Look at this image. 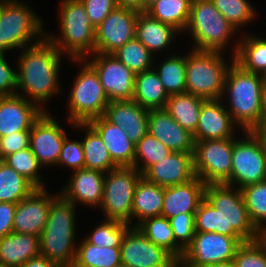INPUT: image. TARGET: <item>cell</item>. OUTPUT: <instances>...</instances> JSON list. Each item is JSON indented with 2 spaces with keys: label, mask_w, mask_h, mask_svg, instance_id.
Returning a JSON list of instances; mask_svg holds the SVG:
<instances>
[{
  "label": "cell",
  "mask_w": 266,
  "mask_h": 267,
  "mask_svg": "<svg viewBox=\"0 0 266 267\" xmlns=\"http://www.w3.org/2000/svg\"><path fill=\"white\" fill-rule=\"evenodd\" d=\"M194 223L195 232L241 237L245 242L259 239V231L249 218L241 190L226 183L206 184Z\"/></svg>",
  "instance_id": "1"
},
{
  "label": "cell",
  "mask_w": 266,
  "mask_h": 267,
  "mask_svg": "<svg viewBox=\"0 0 266 267\" xmlns=\"http://www.w3.org/2000/svg\"><path fill=\"white\" fill-rule=\"evenodd\" d=\"M21 52L17 58L16 94L46 112L42 105L62 89L58 81L63 54L47 37Z\"/></svg>",
  "instance_id": "2"
},
{
  "label": "cell",
  "mask_w": 266,
  "mask_h": 267,
  "mask_svg": "<svg viewBox=\"0 0 266 267\" xmlns=\"http://www.w3.org/2000/svg\"><path fill=\"white\" fill-rule=\"evenodd\" d=\"M263 90L260 74L244 70L235 61L230 65L222 99L229 96L226 109L242 133L262 125Z\"/></svg>",
  "instance_id": "3"
},
{
  "label": "cell",
  "mask_w": 266,
  "mask_h": 267,
  "mask_svg": "<svg viewBox=\"0 0 266 267\" xmlns=\"http://www.w3.org/2000/svg\"><path fill=\"white\" fill-rule=\"evenodd\" d=\"M76 205L60 193L52 201L39 237L40 254L61 267L73 266L76 256Z\"/></svg>",
  "instance_id": "4"
},
{
  "label": "cell",
  "mask_w": 266,
  "mask_h": 267,
  "mask_svg": "<svg viewBox=\"0 0 266 267\" xmlns=\"http://www.w3.org/2000/svg\"><path fill=\"white\" fill-rule=\"evenodd\" d=\"M60 4V36L46 33V37L69 59H86L95 51V28L80 0H62Z\"/></svg>",
  "instance_id": "5"
},
{
  "label": "cell",
  "mask_w": 266,
  "mask_h": 267,
  "mask_svg": "<svg viewBox=\"0 0 266 267\" xmlns=\"http://www.w3.org/2000/svg\"><path fill=\"white\" fill-rule=\"evenodd\" d=\"M230 63L224 52L190 50L186 54V92L205 100L222 99Z\"/></svg>",
  "instance_id": "6"
},
{
  "label": "cell",
  "mask_w": 266,
  "mask_h": 267,
  "mask_svg": "<svg viewBox=\"0 0 266 267\" xmlns=\"http://www.w3.org/2000/svg\"><path fill=\"white\" fill-rule=\"evenodd\" d=\"M25 3L0 0V53L18 48L22 50L46 37L48 31L43 29L41 17Z\"/></svg>",
  "instance_id": "7"
},
{
  "label": "cell",
  "mask_w": 266,
  "mask_h": 267,
  "mask_svg": "<svg viewBox=\"0 0 266 267\" xmlns=\"http://www.w3.org/2000/svg\"><path fill=\"white\" fill-rule=\"evenodd\" d=\"M184 31H188L194 40L195 45L190 49L223 52L238 30L215 8L211 0H192Z\"/></svg>",
  "instance_id": "8"
},
{
  "label": "cell",
  "mask_w": 266,
  "mask_h": 267,
  "mask_svg": "<svg viewBox=\"0 0 266 267\" xmlns=\"http://www.w3.org/2000/svg\"><path fill=\"white\" fill-rule=\"evenodd\" d=\"M71 61L80 63L81 69L78 70L69 97H67L68 116L66 120L71 125L88 123L96 117L103 116L110 101L97 72L84 59Z\"/></svg>",
  "instance_id": "9"
},
{
  "label": "cell",
  "mask_w": 266,
  "mask_h": 267,
  "mask_svg": "<svg viewBox=\"0 0 266 267\" xmlns=\"http://www.w3.org/2000/svg\"><path fill=\"white\" fill-rule=\"evenodd\" d=\"M142 174L133 166L117 167L105 173L100 209L104 219L132 221L133 197Z\"/></svg>",
  "instance_id": "10"
},
{
  "label": "cell",
  "mask_w": 266,
  "mask_h": 267,
  "mask_svg": "<svg viewBox=\"0 0 266 267\" xmlns=\"http://www.w3.org/2000/svg\"><path fill=\"white\" fill-rule=\"evenodd\" d=\"M194 172L205 184L231 185L232 151L235 138L194 141Z\"/></svg>",
  "instance_id": "11"
},
{
  "label": "cell",
  "mask_w": 266,
  "mask_h": 267,
  "mask_svg": "<svg viewBox=\"0 0 266 267\" xmlns=\"http://www.w3.org/2000/svg\"><path fill=\"white\" fill-rule=\"evenodd\" d=\"M244 134L241 138L235 137L232 151L231 185L238 189L266 180L262 143L253 131L246 130Z\"/></svg>",
  "instance_id": "12"
},
{
  "label": "cell",
  "mask_w": 266,
  "mask_h": 267,
  "mask_svg": "<svg viewBox=\"0 0 266 267\" xmlns=\"http://www.w3.org/2000/svg\"><path fill=\"white\" fill-rule=\"evenodd\" d=\"M245 241L215 232H195L190 245L184 250L178 267H201L232 261L237 249Z\"/></svg>",
  "instance_id": "13"
},
{
  "label": "cell",
  "mask_w": 266,
  "mask_h": 267,
  "mask_svg": "<svg viewBox=\"0 0 266 267\" xmlns=\"http://www.w3.org/2000/svg\"><path fill=\"white\" fill-rule=\"evenodd\" d=\"M91 56L84 60L97 72L109 101L132 100L136 74L113 54Z\"/></svg>",
  "instance_id": "14"
},
{
  "label": "cell",
  "mask_w": 266,
  "mask_h": 267,
  "mask_svg": "<svg viewBox=\"0 0 266 267\" xmlns=\"http://www.w3.org/2000/svg\"><path fill=\"white\" fill-rule=\"evenodd\" d=\"M121 263L130 267H178V261L164 248L151 242L137 227L124 235Z\"/></svg>",
  "instance_id": "15"
},
{
  "label": "cell",
  "mask_w": 266,
  "mask_h": 267,
  "mask_svg": "<svg viewBox=\"0 0 266 267\" xmlns=\"http://www.w3.org/2000/svg\"><path fill=\"white\" fill-rule=\"evenodd\" d=\"M140 12L117 7L95 28V51L113 54L135 37L137 17Z\"/></svg>",
  "instance_id": "16"
},
{
  "label": "cell",
  "mask_w": 266,
  "mask_h": 267,
  "mask_svg": "<svg viewBox=\"0 0 266 267\" xmlns=\"http://www.w3.org/2000/svg\"><path fill=\"white\" fill-rule=\"evenodd\" d=\"M66 136V129L59 125L50 111L43 112L35 121L30 129V148L42 167L57 166Z\"/></svg>",
  "instance_id": "17"
},
{
  "label": "cell",
  "mask_w": 266,
  "mask_h": 267,
  "mask_svg": "<svg viewBox=\"0 0 266 267\" xmlns=\"http://www.w3.org/2000/svg\"><path fill=\"white\" fill-rule=\"evenodd\" d=\"M59 194H49L46 188H36L16 204L13 232L40 237L47 223L52 201Z\"/></svg>",
  "instance_id": "18"
},
{
  "label": "cell",
  "mask_w": 266,
  "mask_h": 267,
  "mask_svg": "<svg viewBox=\"0 0 266 267\" xmlns=\"http://www.w3.org/2000/svg\"><path fill=\"white\" fill-rule=\"evenodd\" d=\"M223 100L215 99L203 102L198 125L193 134L194 141L235 138V131L239 128L232 120Z\"/></svg>",
  "instance_id": "19"
},
{
  "label": "cell",
  "mask_w": 266,
  "mask_h": 267,
  "mask_svg": "<svg viewBox=\"0 0 266 267\" xmlns=\"http://www.w3.org/2000/svg\"><path fill=\"white\" fill-rule=\"evenodd\" d=\"M148 132L171 152L194 154L193 134L181 127L165 109L149 110Z\"/></svg>",
  "instance_id": "20"
},
{
  "label": "cell",
  "mask_w": 266,
  "mask_h": 267,
  "mask_svg": "<svg viewBox=\"0 0 266 267\" xmlns=\"http://www.w3.org/2000/svg\"><path fill=\"white\" fill-rule=\"evenodd\" d=\"M60 194L68 201L83 206L100 207L103 199L105 173L99 170L79 169L71 173Z\"/></svg>",
  "instance_id": "21"
},
{
  "label": "cell",
  "mask_w": 266,
  "mask_h": 267,
  "mask_svg": "<svg viewBox=\"0 0 266 267\" xmlns=\"http://www.w3.org/2000/svg\"><path fill=\"white\" fill-rule=\"evenodd\" d=\"M43 112L36 104L17 94L0 97V137L30 131Z\"/></svg>",
  "instance_id": "22"
},
{
  "label": "cell",
  "mask_w": 266,
  "mask_h": 267,
  "mask_svg": "<svg viewBox=\"0 0 266 267\" xmlns=\"http://www.w3.org/2000/svg\"><path fill=\"white\" fill-rule=\"evenodd\" d=\"M142 176L162 187L186 183L195 177L193 154L171 152L166 159L150 166Z\"/></svg>",
  "instance_id": "23"
},
{
  "label": "cell",
  "mask_w": 266,
  "mask_h": 267,
  "mask_svg": "<svg viewBox=\"0 0 266 267\" xmlns=\"http://www.w3.org/2000/svg\"><path fill=\"white\" fill-rule=\"evenodd\" d=\"M149 110L133 100L110 101L104 116L126 132L136 145L148 133Z\"/></svg>",
  "instance_id": "24"
},
{
  "label": "cell",
  "mask_w": 266,
  "mask_h": 267,
  "mask_svg": "<svg viewBox=\"0 0 266 267\" xmlns=\"http://www.w3.org/2000/svg\"><path fill=\"white\" fill-rule=\"evenodd\" d=\"M206 184L197 176L175 186L164 187L161 216L172 218L181 213H195L204 199Z\"/></svg>",
  "instance_id": "25"
},
{
  "label": "cell",
  "mask_w": 266,
  "mask_h": 267,
  "mask_svg": "<svg viewBox=\"0 0 266 267\" xmlns=\"http://www.w3.org/2000/svg\"><path fill=\"white\" fill-rule=\"evenodd\" d=\"M101 136L112 160L119 166H133L135 145L119 126L111 123L104 115L88 122Z\"/></svg>",
  "instance_id": "26"
},
{
  "label": "cell",
  "mask_w": 266,
  "mask_h": 267,
  "mask_svg": "<svg viewBox=\"0 0 266 267\" xmlns=\"http://www.w3.org/2000/svg\"><path fill=\"white\" fill-rule=\"evenodd\" d=\"M39 254L38 236L12 232L0 239V263L7 267H21Z\"/></svg>",
  "instance_id": "27"
},
{
  "label": "cell",
  "mask_w": 266,
  "mask_h": 267,
  "mask_svg": "<svg viewBox=\"0 0 266 267\" xmlns=\"http://www.w3.org/2000/svg\"><path fill=\"white\" fill-rule=\"evenodd\" d=\"M179 33L174 27L150 17L146 12L139 13L137 17L135 38L153 55L168 49Z\"/></svg>",
  "instance_id": "28"
},
{
  "label": "cell",
  "mask_w": 266,
  "mask_h": 267,
  "mask_svg": "<svg viewBox=\"0 0 266 267\" xmlns=\"http://www.w3.org/2000/svg\"><path fill=\"white\" fill-rule=\"evenodd\" d=\"M75 130H85L81 140L84 151L85 169L99 170L104 173L119 167L111 158L101 136L89 123H74L70 125ZM81 128V129H80Z\"/></svg>",
  "instance_id": "29"
},
{
  "label": "cell",
  "mask_w": 266,
  "mask_h": 267,
  "mask_svg": "<svg viewBox=\"0 0 266 267\" xmlns=\"http://www.w3.org/2000/svg\"><path fill=\"white\" fill-rule=\"evenodd\" d=\"M164 187L147 181L142 177L136 186L133 206L132 220L136 218L132 227L149 217L161 216L163 208Z\"/></svg>",
  "instance_id": "30"
},
{
  "label": "cell",
  "mask_w": 266,
  "mask_h": 267,
  "mask_svg": "<svg viewBox=\"0 0 266 267\" xmlns=\"http://www.w3.org/2000/svg\"><path fill=\"white\" fill-rule=\"evenodd\" d=\"M169 95L154 68L135 75L133 101L147 110L164 109Z\"/></svg>",
  "instance_id": "31"
},
{
  "label": "cell",
  "mask_w": 266,
  "mask_h": 267,
  "mask_svg": "<svg viewBox=\"0 0 266 267\" xmlns=\"http://www.w3.org/2000/svg\"><path fill=\"white\" fill-rule=\"evenodd\" d=\"M240 37L232 51L235 62L246 71L263 73L266 70V39L259 35L253 36V33H245V36Z\"/></svg>",
  "instance_id": "32"
},
{
  "label": "cell",
  "mask_w": 266,
  "mask_h": 267,
  "mask_svg": "<svg viewBox=\"0 0 266 267\" xmlns=\"http://www.w3.org/2000/svg\"><path fill=\"white\" fill-rule=\"evenodd\" d=\"M205 99L190 93L169 95L165 110L184 129L194 134Z\"/></svg>",
  "instance_id": "33"
},
{
  "label": "cell",
  "mask_w": 266,
  "mask_h": 267,
  "mask_svg": "<svg viewBox=\"0 0 266 267\" xmlns=\"http://www.w3.org/2000/svg\"><path fill=\"white\" fill-rule=\"evenodd\" d=\"M151 242L164 248L177 261H179L184 250L176 243L170 221L164 216H155L144 219L136 226Z\"/></svg>",
  "instance_id": "34"
},
{
  "label": "cell",
  "mask_w": 266,
  "mask_h": 267,
  "mask_svg": "<svg viewBox=\"0 0 266 267\" xmlns=\"http://www.w3.org/2000/svg\"><path fill=\"white\" fill-rule=\"evenodd\" d=\"M121 264L120 247H100L85 238L77 244L73 267H116Z\"/></svg>",
  "instance_id": "35"
},
{
  "label": "cell",
  "mask_w": 266,
  "mask_h": 267,
  "mask_svg": "<svg viewBox=\"0 0 266 267\" xmlns=\"http://www.w3.org/2000/svg\"><path fill=\"white\" fill-rule=\"evenodd\" d=\"M192 0H158L146 13L181 33L187 27Z\"/></svg>",
  "instance_id": "36"
},
{
  "label": "cell",
  "mask_w": 266,
  "mask_h": 267,
  "mask_svg": "<svg viewBox=\"0 0 266 267\" xmlns=\"http://www.w3.org/2000/svg\"><path fill=\"white\" fill-rule=\"evenodd\" d=\"M35 189L36 187L23 175L0 160V202L17 204Z\"/></svg>",
  "instance_id": "37"
},
{
  "label": "cell",
  "mask_w": 266,
  "mask_h": 267,
  "mask_svg": "<svg viewBox=\"0 0 266 267\" xmlns=\"http://www.w3.org/2000/svg\"><path fill=\"white\" fill-rule=\"evenodd\" d=\"M153 67L168 95L186 92V54L170 55Z\"/></svg>",
  "instance_id": "38"
},
{
  "label": "cell",
  "mask_w": 266,
  "mask_h": 267,
  "mask_svg": "<svg viewBox=\"0 0 266 267\" xmlns=\"http://www.w3.org/2000/svg\"><path fill=\"white\" fill-rule=\"evenodd\" d=\"M113 55L135 74L153 68V54L135 37L121 46Z\"/></svg>",
  "instance_id": "39"
},
{
  "label": "cell",
  "mask_w": 266,
  "mask_h": 267,
  "mask_svg": "<svg viewBox=\"0 0 266 267\" xmlns=\"http://www.w3.org/2000/svg\"><path fill=\"white\" fill-rule=\"evenodd\" d=\"M171 151L149 132L135 145L134 167L143 174L150 166L160 162Z\"/></svg>",
  "instance_id": "40"
},
{
  "label": "cell",
  "mask_w": 266,
  "mask_h": 267,
  "mask_svg": "<svg viewBox=\"0 0 266 267\" xmlns=\"http://www.w3.org/2000/svg\"><path fill=\"white\" fill-rule=\"evenodd\" d=\"M249 218L259 231L266 223V180L240 189Z\"/></svg>",
  "instance_id": "41"
},
{
  "label": "cell",
  "mask_w": 266,
  "mask_h": 267,
  "mask_svg": "<svg viewBox=\"0 0 266 267\" xmlns=\"http://www.w3.org/2000/svg\"><path fill=\"white\" fill-rule=\"evenodd\" d=\"M128 223L103 219L88 236L89 243L100 247H120L125 233L131 228Z\"/></svg>",
  "instance_id": "42"
},
{
  "label": "cell",
  "mask_w": 266,
  "mask_h": 267,
  "mask_svg": "<svg viewBox=\"0 0 266 267\" xmlns=\"http://www.w3.org/2000/svg\"><path fill=\"white\" fill-rule=\"evenodd\" d=\"M2 161L12 167L18 174L23 175L36 188H46L43 183L44 179L39 173L43 167L39 164L30 147L10 154Z\"/></svg>",
  "instance_id": "43"
},
{
  "label": "cell",
  "mask_w": 266,
  "mask_h": 267,
  "mask_svg": "<svg viewBox=\"0 0 266 267\" xmlns=\"http://www.w3.org/2000/svg\"><path fill=\"white\" fill-rule=\"evenodd\" d=\"M215 8L238 30L252 22L257 11L248 0H211Z\"/></svg>",
  "instance_id": "44"
},
{
  "label": "cell",
  "mask_w": 266,
  "mask_h": 267,
  "mask_svg": "<svg viewBox=\"0 0 266 267\" xmlns=\"http://www.w3.org/2000/svg\"><path fill=\"white\" fill-rule=\"evenodd\" d=\"M235 267H266V247L259 241L244 242L237 249Z\"/></svg>",
  "instance_id": "45"
},
{
  "label": "cell",
  "mask_w": 266,
  "mask_h": 267,
  "mask_svg": "<svg viewBox=\"0 0 266 267\" xmlns=\"http://www.w3.org/2000/svg\"><path fill=\"white\" fill-rule=\"evenodd\" d=\"M195 213H181L169 218L176 243L185 250L193 240L195 234Z\"/></svg>",
  "instance_id": "46"
},
{
  "label": "cell",
  "mask_w": 266,
  "mask_h": 267,
  "mask_svg": "<svg viewBox=\"0 0 266 267\" xmlns=\"http://www.w3.org/2000/svg\"><path fill=\"white\" fill-rule=\"evenodd\" d=\"M57 166H67L72 169V172L84 169L85 160L82 142L77 140L72 141L66 136Z\"/></svg>",
  "instance_id": "47"
},
{
  "label": "cell",
  "mask_w": 266,
  "mask_h": 267,
  "mask_svg": "<svg viewBox=\"0 0 266 267\" xmlns=\"http://www.w3.org/2000/svg\"><path fill=\"white\" fill-rule=\"evenodd\" d=\"M90 19L91 24L96 28L114 9L116 0H80Z\"/></svg>",
  "instance_id": "48"
},
{
  "label": "cell",
  "mask_w": 266,
  "mask_h": 267,
  "mask_svg": "<svg viewBox=\"0 0 266 267\" xmlns=\"http://www.w3.org/2000/svg\"><path fill=\"white\" fill-rule=\"evenodd\" d=\"M30 147V131H20L0 137V160Z\"/></svg>",
  "instance_id": "49"
},
{
  "label": "cell",
  "mask_w": 266,
  "mask_h": 267,
  "mask_svg": "<svg viewBox=\"0 0 266 267\" xmlns=\"http://www.w3.org/2000/svg\"><path fill=\"white\" fill-rule=\"evenodd\" d=\"M17 71L6 61V56L0 53V97L16 95Z\"/></svg>",
  "instance_id": "50"
},
{
  "label": "cell",
  "mask_w": 266,
  "mask_h": 267,
  "mask_svg": "<svg viewBox=\"0 0 266 267\" xmlns=\"http://www.w3.org/2000/svg\"><path fill=\"white\" fill-rule=\"evenodd\" d=\"M16 203L0 202V239L13 232Z\"/></svg>",
  "instance_id": "51"
},
{
  "label": "cell",
  "mask_w": 266,
  "mask_h": 267,
  "mask_svg": "<svg viewBox=\"0 0 266 267\" xmlns=\"http://www.w3.org/2000/svg\"><path fill=\"white\" fill-rule=\"evenodd\" d=\"M21 267H61L54 261L48 260L45 256L39 254L36 257L30 258Z\"/></svg>",
  "instance_id": "52"
},
{
  "label": "cell",
  "mask_w": 266,
  "mask_h": 267,
  "mask_svg": "<svg viewBox=\"0 0 266 267\" xmlns=\"http://www.w3.org/2000/svg\"><path fill=\"white\" fill-rule=\"evenodd\" d=\"M120 8H129L138 12H144V0H116Z\"/></svg>",
  "instance_id": "53"
},
{
  "label": "cell",
  "mask_w": 266,
  "mask_h": 267,
  "mask_svg": "<svg viewBox=\"0 0 266 267\" xmlns=\"http://www.w3.org/2000/svg\"><path fill=\"white\" fill-rule=\"evenodd\" d=\"M262 143L266 155V125H260L252 130Z\"/></svg>",
  "instance_id": "54"
},
{
  "label": "cell",
  "mask_w": 266,
  "mask_h": 267,
  "mask_svg": "<svg viewBox=\"0 0 266 267\" xmlns=\"http://www.w3.org/2000/svg\"><path fill=\"white\" fill-rule=\"evenodd\" d=\"M262 102V125H266V88L263 90Z\"/></svg>",
  "instance_id": "55"
},
{
  "label": "cell",
  "mask_w": 266,
  "mask_h": 267,
  "mask_svg": "<svg viewBox=\"0 0 266 267\" xmlns=\"http://www.w3.org/2000/svg\"><path fill=\"white\" fill-rule=\"evenodd\" d=\"M201 267H235V264L232 261L229 262H224V263H215V264H209V265H204Z\"/></svg>",
  "instance_id": "56"
},
{
  "label": "cell",
  "mask_w": 266,
  "mask_h": 267,
  "mask_svg": "<svg viewBox=\"0 0 266 267\" xmlns=\"http://www.w3.org/2000/svg\"><path fill=\"white\" fill-rule=\"evenodd\" d=\"M258 240L266 247V224L262 229L259 230Z\"/></svg>",
  "instance_id": "57"
},
{
  "label": "cell",
  "mask_w": 266,
  "mask_h": 267,
  "mask_svg": "<svg viewBox=\"0 0 266 267\" xmlns=\"http://www.w3.org/2000/svg\"><path fill=\"white\" fill-rule=\"evenodd\" d=\"M158 0H144V12H146Z\"/></svg>",
  "instance_id": "58"
},
{
  "label": "cell",
  "mask_w": 266,
  "mask_h": 267,
  "mask_svg": "<svg viewBox=\"0 0 266 267\" xmlns=\"http://www.w3.org/2000/svg\"><path fill=\"white\" fill-rule=\"evenodd\" d=\"M262 80V87L266 88V70L260 74Z\"/></svg>",
  "instance_id": "59"
},
{
  "label": "cell",
  "mask_w": 266,
  "mask_h": 267,
  "mask_svg": "<svg viewBox=\"0 0 266 267\" xmlns=\"http://www.w3.org/2000/svg\"><path fill=\"white\" fill-rule=\"evenodd\" d=\"M116 267H130V266L121 263V264H119V265L116 266Z\"/></svg>",
  "instance_id": "60"
},
{
  "label": "cell",
  "mask_w": 266,
  "mask_h": 267,
  "mask_svg": "<svg viewBox=\"0 0 266 267\" xmlns=\"http://www.w3.org/2000/svg\"><path fill=\"white\" fill-rule=\"evenodd\" d=\"M0 267H7V266H5V265H3L2 263H0Z\"/></svg>",
  "instance_id": "61"
}]
</instances>
